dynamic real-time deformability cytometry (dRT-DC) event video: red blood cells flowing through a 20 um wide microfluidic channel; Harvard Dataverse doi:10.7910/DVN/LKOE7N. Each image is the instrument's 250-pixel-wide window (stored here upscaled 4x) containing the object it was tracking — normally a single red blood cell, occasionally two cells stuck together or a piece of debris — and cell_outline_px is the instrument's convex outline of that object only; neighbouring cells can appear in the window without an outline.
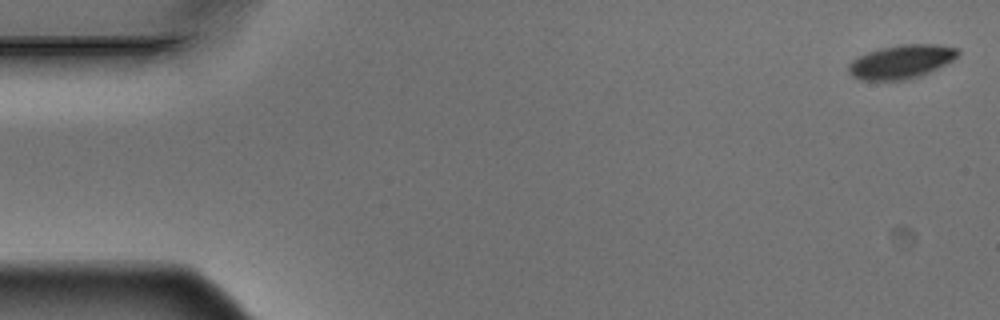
{"species": "Egyptian fruit bat (a non-hibernating species)", "species_latin": "Rousettus aegyptiacus", "temperature_condition": "warm", "stored_images_in_passage": 10, "camera_frame_rate_fps": 3000, "um_per_image_px": 0.085, "animal": {"sex": "male"}, "frame": {"image": 1, "passage_image": 1, "time_ms": 0.0, "image_size_px": [1000, 320], "cell_outline_px": [[960, 52], [952, 60], [920, 76], [904, 80], [860, 80], [852, 76], [848, 72], [848, 64], [852, 60], [868, 52], [880, 48], [900, 44], [936, 44], [956, 48]], "centroid_in_image_um": [76.56, 5.24], "position_along_channel_um": 8.4, "area_um2": 21.27}}
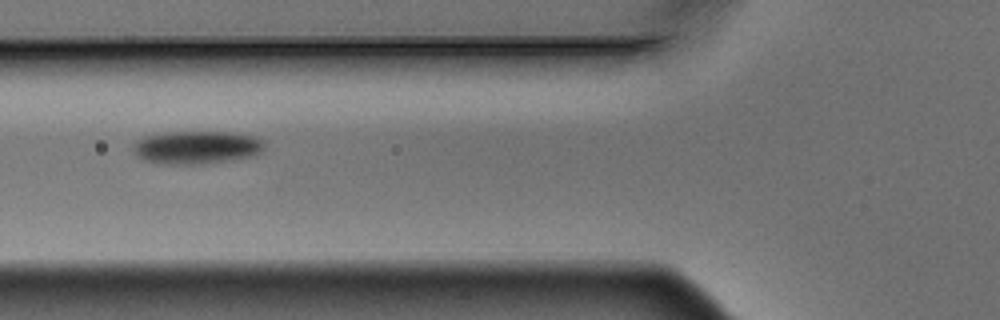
{"frame": {"image": 2, "passage_image": 6, "time_ms": 1.667, "image_size_px": [1000, 320], "cell_outline_px": [[264, 148], [256, 156], [204, 164], [168, 164], [144, 160], [136, 156], [132, 148], [132, 144], [144, 136], [168, 132], [228, 132], [256, 136], [264, 140]], "centroid_in_image_um": [16.73, 12.53], "position_along_channel_um": 109.1, "area_um2": 25.49}}
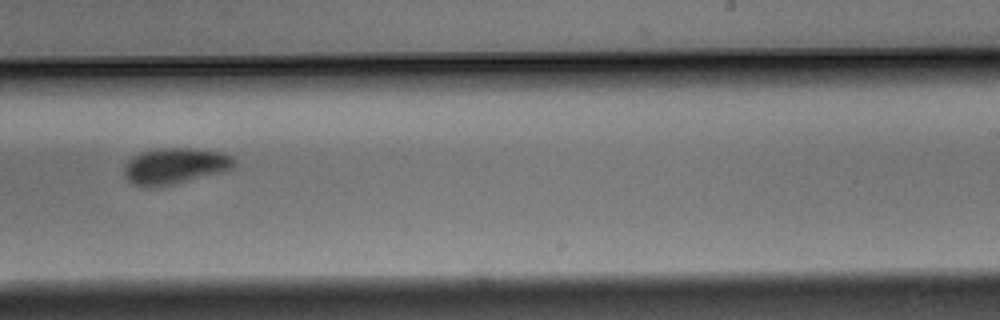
{"frame": {"image": 3, "passage_image": 10, "time_ms": 3.0, "image_size_px": [1000, 320], "cell_outline_px": [[236, 164], [232, 168], [224, 172], [176, 184], [156, 188], [140, 188], [132, 184], [124, 176], [124, 164], [132, 156], [140, 152], [156, 148], [196, 148], [220, 152], [232, 156]], "centroid_in_image_um": [14.83, 14.13], "position_along_channel_um": 274.2, "area_um2": 23.87}}